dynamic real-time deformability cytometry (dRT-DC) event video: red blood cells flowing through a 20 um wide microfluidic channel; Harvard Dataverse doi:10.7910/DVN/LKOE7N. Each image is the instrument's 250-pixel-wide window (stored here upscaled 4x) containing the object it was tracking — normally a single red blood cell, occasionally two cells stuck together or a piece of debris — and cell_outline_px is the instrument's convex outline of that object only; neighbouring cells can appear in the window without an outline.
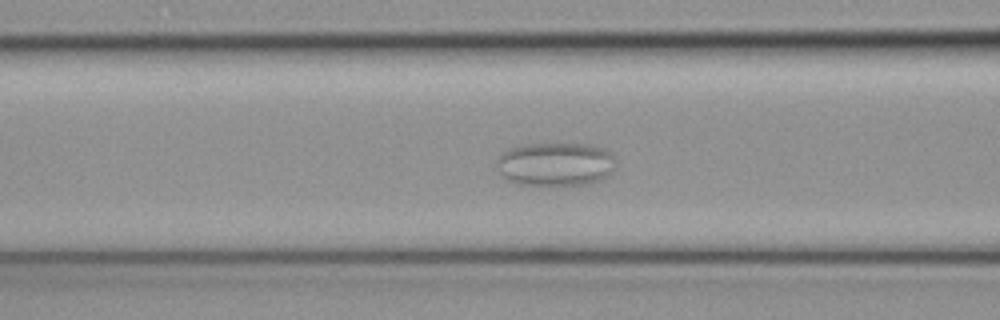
{"species": "common noctule bat (a hibernating species)", "species_latin": "Nyctalus noctula", "temperature_condition": "cold", "stored_images_in_passage": 41, "camera_frame_rate_fps": 3000, "um_per_image_px": 0.085, "animal": {"sex": "female", "body_mass_g": 19.3, "forearm_length_mm": 54.1}, "frame": {"image": 1, "passage_image": 7, "time_ms": 2.0, "image_size_px": [1000, 320], "cell_outline_px": [[616, 164], [612, 172], [608, 176], [600, 180], [584, 184], [516, 184], [508, 180], [496, 168], [496, 160], [504, 152], [512, 148], [528, 144], [588, 144], [612, 152]], "centroid_in_image_um": [47.24, 13.95], "position_along_channel_um": 119.4, "area_um2": 30.0}}
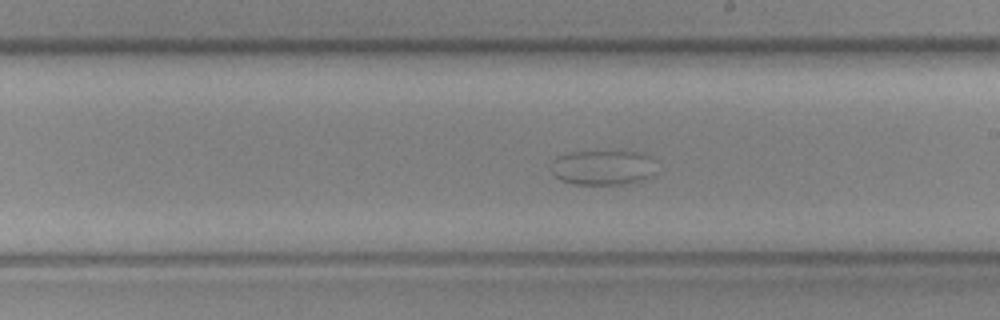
{"frame": {"image": 2, "passage_image": 17, "time_ms": 5.333, "image_size_px": [1000, 320], "cell_outline_px": [[652, 176], [644, 180], [624, 184], [572, 184], [560, 180], [552, 172], [552, 160], [556, 156], [568, 152], [616, 148], [624, 148], [640, 152], [652, 156]], "centroid_in_image_um": [51.24, 14.17], "position_along_channel_um": 237.8, "area_um2": 22.48}}
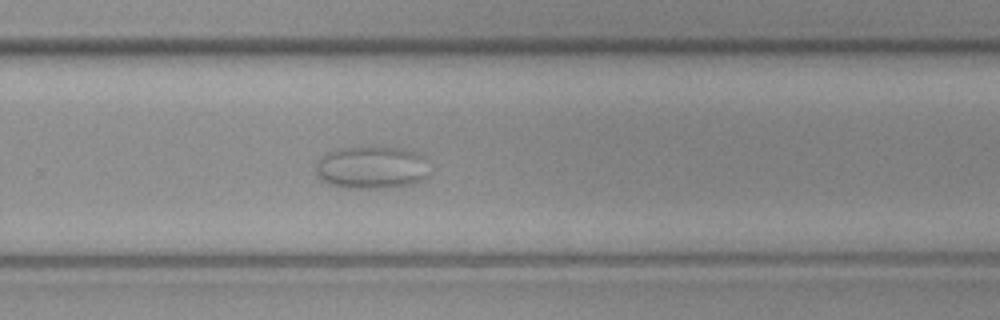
{"frame": {"image": 3, "passage_image": 22, "time_ms": 7.0, "image_size_px": [1000, 320], "cell_outline_px": [[428, 176], [424, 180], [412, 184], [388, 188], [340, 188], [328, 184], [320, 180], [316, 176], [316, 160], [320, 156], [336, 148], [400, 148], [416, 152], [420, 156]], "centroid_in_image_um": [31.48, 14.27], "position_along_channel_um": 298.3, "area_um2": 28.21}}